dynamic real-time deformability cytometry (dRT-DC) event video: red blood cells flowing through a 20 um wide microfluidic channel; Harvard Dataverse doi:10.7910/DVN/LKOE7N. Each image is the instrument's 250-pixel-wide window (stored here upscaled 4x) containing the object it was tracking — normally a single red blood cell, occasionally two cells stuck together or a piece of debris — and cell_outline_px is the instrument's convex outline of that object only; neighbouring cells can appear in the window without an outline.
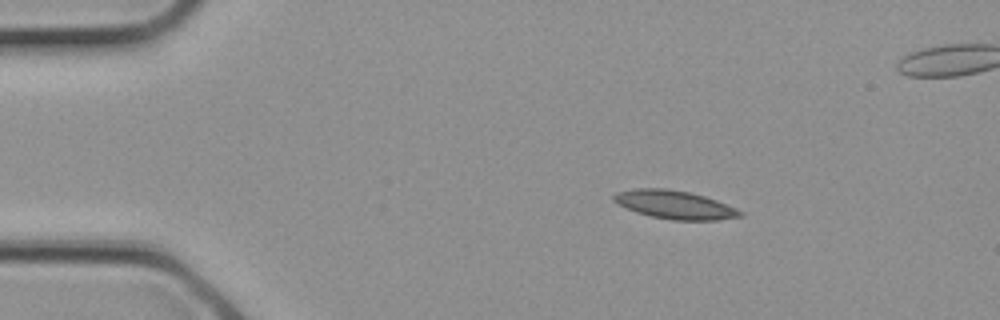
{"species": "common noctule bat (a hibernating species)", "species_latin": "Nyctalus noctula", "temperature_condition": "cold", "stored_images_in_passage": 3, "camera_frame_rate_fps": 3000, "um_per_image_px": 0.085, "animal": {"sex": "female", "body_mass_g": 21.9}, "frame": {"image": 1, "passage_image": 1, "time_ms": 0.0, "image_size_px": [1000, 320], "cell_outline_px": [[744, 216], [716, 220], [672, 220], [652, 216], [636, 212], [616, 204], [612, 200], [612, 196], [616, 192], [636, 188], [668, 188], [688, 192], [704, 196], [716, 200], [736, 208], [744, 212]], "centroid_in_image_um": [57.33, 17.4], "position_along_channel_um": 27.7, "area_um2": 20.98}}
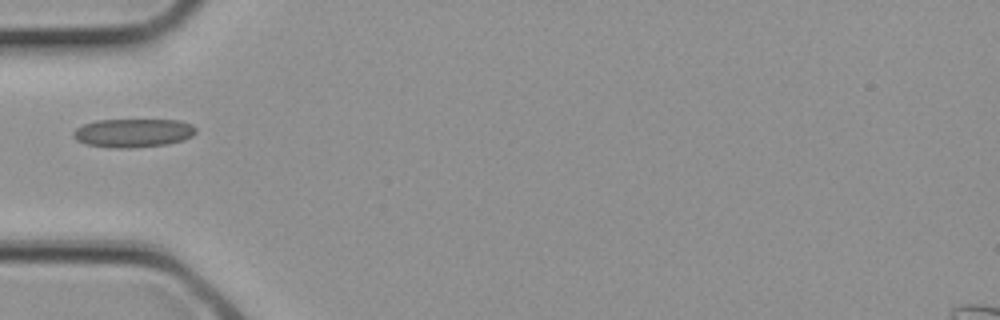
{"frame": {"image": 2, "passage_image": 3, "time_ms": 0.667, "image_size_px": [1000, 320], "cell_outline_px": [[196, 132], [192, 136], [184, 140], [168, 144], [132, 148], [108, 148], [84, 144], [76, 140], [72, 136], [72, 132], [76, 128], [84, 124], [96, 120], [180, 120], [192, 124], [196, 128]], "centroid_in_image_um": [11.3, 11.31], "position_along_channel_um": 73.7, "area_um2": 20.75}}